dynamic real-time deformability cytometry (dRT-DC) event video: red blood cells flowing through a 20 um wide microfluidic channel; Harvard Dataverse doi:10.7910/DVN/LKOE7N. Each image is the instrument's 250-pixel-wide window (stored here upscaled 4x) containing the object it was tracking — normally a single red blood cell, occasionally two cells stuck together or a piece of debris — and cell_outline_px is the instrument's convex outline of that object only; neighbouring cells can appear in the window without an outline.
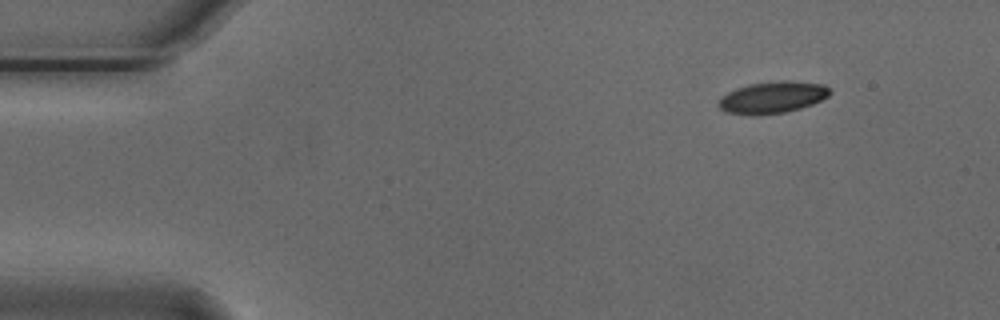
{"species": "Egyptian fruit bat (a non-hibernating species)", "species_latin": "Rousettus aegyptiacus", "temperature_condition": "cold", "stored_images_in_passage": 50, "camera_frame_rate_fps": 3000, "um_per_image_px": 0.085, "animal": {"sex": "male"}, "frame": {"image": 1, "passage_image": 1, "time_ms": 0.0, "image_size_px": [1000, 320], "cell_outline_px": [[832, 92], [828, 96], [812, 104], [800, 108], [784, 112], [756, 116], [752, 116], [724, 112], [716, 104], [720, 96], [736, 88], [748, 84], [784, 80], [788, 80], [824, 84]], "centroid_in_image_um": [65.61, 8.28], "position_along_channel_um": 19.4, "area_um2": 20.87}}
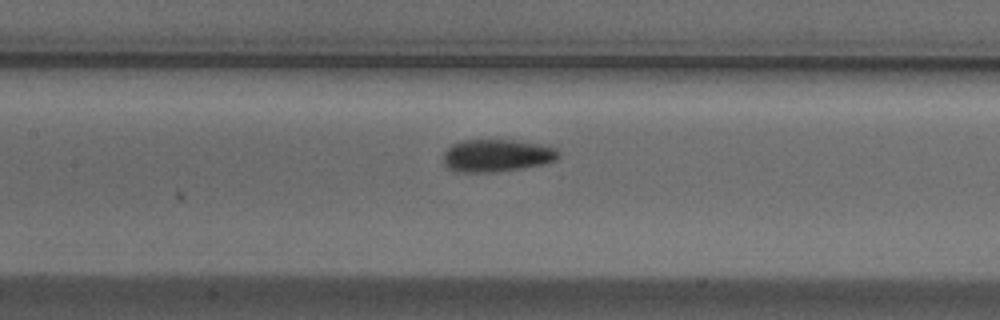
{"frame": {"image": 2, "passage_image": 20, "time_ms": 6.333, "image_size_px": [1000, 320], "cell_outline_px": [[560, 156], [556, 160], [544, 164], [520, 168], [492, 172], [460, 172], [448, 168], [444, 164], [444, 152], [452, 144], [460, 140], [520, 140], [552, 144], [560, 152]], "centroid_in_image_um": [42.31, 13.19], "position_along_channel_um": 165.1, "area_um2": 22.25}}
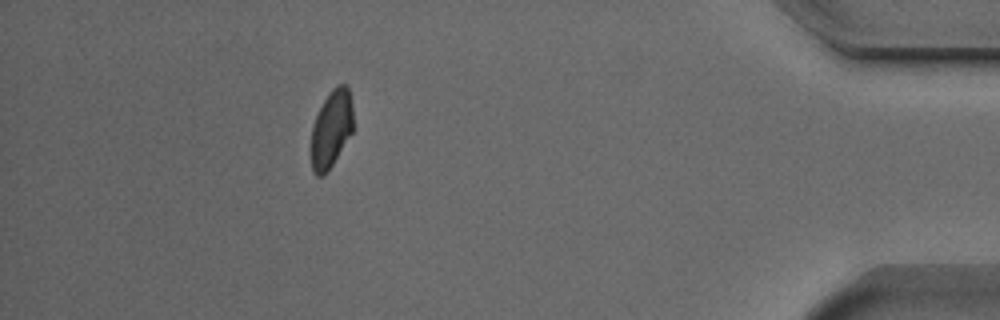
{"frame": {"image": 3, "passage_image": 44, "time_ms": 14.333, "image_size_px": [1000, 320], "cell_outline_px": [[352, 132], [332, 164], [324, 176], [316, 176], [312, 172], [312, 124], [328, 92], [336, 84], [348, 84], [352, 104]], "centroid_in_image_um": [28.16, 10.92], "position_along_channel_um": 407.0, "area_um2": 18.84}, "authors_computed_cell_mechanics": {"area_um2": 20.8658, "velocity_mm_per_s": 3.7161, "shape_relaxation_time_tau1_ms": 3.7121, "shape_relaxation_time_tau2_ms": 1.9243, "deformation_change_tau1": 0.1047, "deformation_change_tau2": 0.055}}